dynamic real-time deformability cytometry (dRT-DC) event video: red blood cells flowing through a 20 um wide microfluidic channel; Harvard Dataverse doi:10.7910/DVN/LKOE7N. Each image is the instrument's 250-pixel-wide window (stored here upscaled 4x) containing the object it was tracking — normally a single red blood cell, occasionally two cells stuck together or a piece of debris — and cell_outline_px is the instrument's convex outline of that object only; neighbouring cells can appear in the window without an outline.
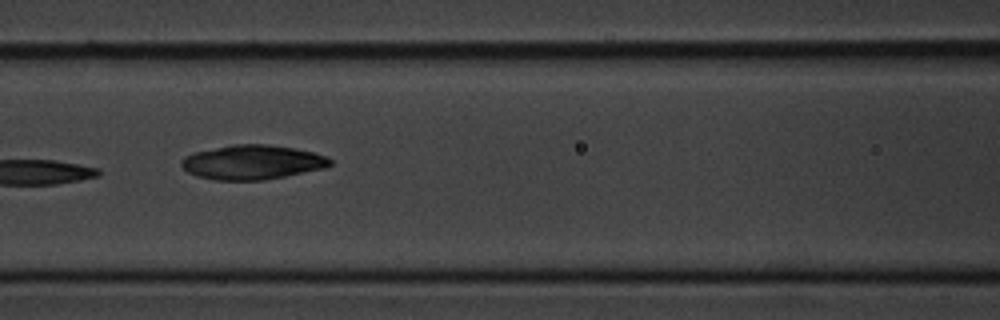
{"species": "common noctule bat (a hibernating species)", "species_latin": "Nyctalus noctula", "temperature_condition": "cold", "stored_images_in_passage": 14, "camera_frame_rate_fps": 3000, "um_per_image_px": 0.085, "animal": {"sex": "male", "body_mass_g": 20.1, "forearm_length_mm": 53.5}, "frame": {"image": 1, "passage_image": 7, "time_ms": 7.667, "image_size_px": [1000, 320], "cell_outline_px": [[332, 164], [328, 168], [264, 180], [216, 180], [196, 176], [188, 172], [180, 164], [180, 160], [184, 156], [192, 152], [232, 144], [268, 144], [296, 148], [328, 156], [332, 160]], "centroid_in_image_um": [21.46, 13.78], "position_along_channel_um": 145.1, "area_um2": 30.23}}
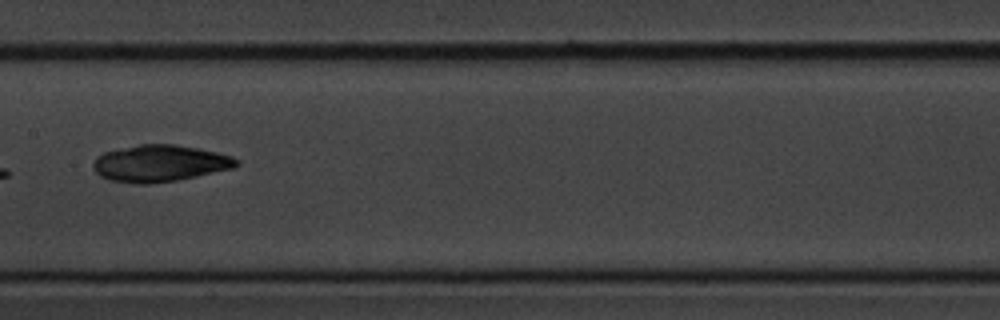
{"frame": {"image": 2, "passage_image": 8, "time_ms": 9.0, "image_size_px": [1000, 320], "cell_outline_px": [[240, 164], [232, 168], [196, 176], [176, 180], [148, 184], [136, 184], [108, 180], [100, 176], [92, 168], [92, 164], [96, 156], [104, 152], [140, 144], [172, 144], [196, 148], [216, 152], [232, 156], [240, 160]], "centroid_in_image_um": [13.55, 13.89], "position_along_channel_um": 193.8, "area_um2": 30.63}}
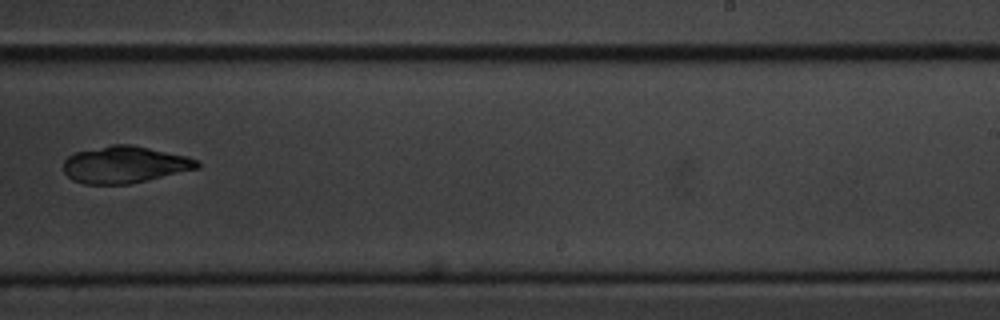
{"frame": {"image": 3, "passage_image": 10, "time_ms": 11.333, "image_size_px": [1000, 320], "cell_outline_px": [[200, 168], [128, 184], [84, 184], [72, 180], [64, 172], [64, 160], [68, 156], [76, 152], [112, 144], [132, 144], [188, 156], [200, 160]], "centroid_in_image_um": [10.62, 13.98], "position_along_channel_um": 278.4, "area_um2": 28.84}}